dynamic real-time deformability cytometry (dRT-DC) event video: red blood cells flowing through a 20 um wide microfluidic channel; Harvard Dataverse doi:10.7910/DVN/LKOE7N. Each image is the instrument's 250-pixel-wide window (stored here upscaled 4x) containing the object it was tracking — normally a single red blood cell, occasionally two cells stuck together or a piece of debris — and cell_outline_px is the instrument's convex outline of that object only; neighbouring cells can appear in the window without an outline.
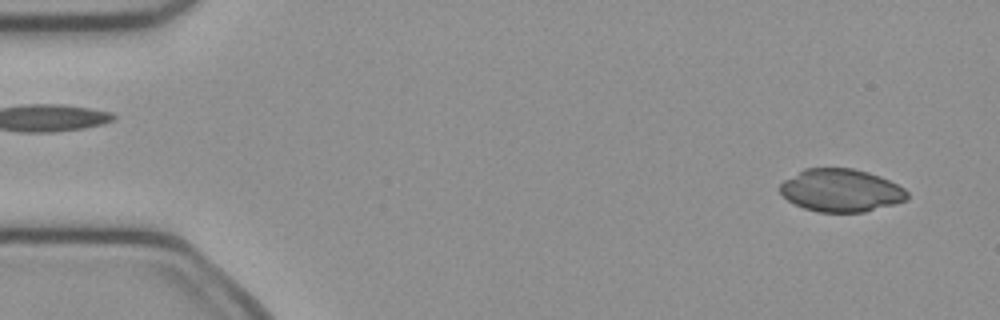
{"species": "common noctule bat (a hibernating species)", "species_latin": "Nyctalus noctula", "temperature_condition": "cold", "stored_images_in_passage": 49, "camera_frame_rate_fps": 3000, "um_per_image_px": 0.085, "animal": {"sex": "female", "body_mass_g": 21.9}, "frame": {"image": 1, "passage_image": 2, "time_ms": 0.333, "image_size_px": [1000, 320], "cell_outline_px": [[908, 200], [864, 212], [820, 212], [804, 208], [788, 200], [780, 192], [780, 184], [784, 180], [804, 168], [852, 168], [868, 172], [880, 176], [904, 188], [908, 192]], "centroid_in_image_um": [71.49, 16.18], "position_along_channel_um": 13.5, "area_um2": 31.62}}